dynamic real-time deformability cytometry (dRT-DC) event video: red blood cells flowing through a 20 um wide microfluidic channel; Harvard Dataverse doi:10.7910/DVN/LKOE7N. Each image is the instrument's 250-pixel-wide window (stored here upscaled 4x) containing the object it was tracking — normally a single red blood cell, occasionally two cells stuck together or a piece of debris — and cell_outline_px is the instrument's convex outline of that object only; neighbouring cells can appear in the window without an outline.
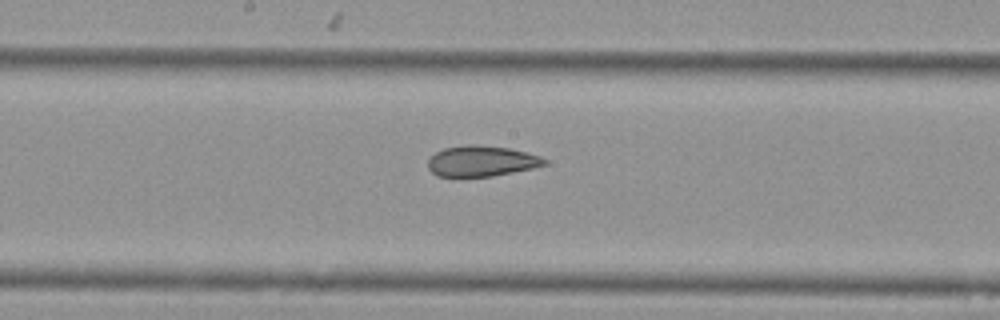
{"species": "Egyptian fruit bat (a non-hibernating species)", "species_latin": "Rousettus aegyptiacus", "temperature_condition": "cold", "stored_images_in_passage": 7, "segment_of_instrument_passage": [1, 2], "camera_frame_rate_fps": 3000, "um_per_image_px": 0.085, "animal": {"sex": "female"}, "frame": {"image": 1, "passage_image": 6, "time_ms": 1.667, "image_size_px": [1000, 320], "cell_outline_px": [[548, 164], [532, 168], [492, 176], [436, 176], [428, 168], [428, 160], [436, 152], [444, 148], [468, 144], [476, 144], [508, 148], [540, 156], [548, 160]], "centroid_in_image_um": [40.92, 13.69], "position_along_channel_um": 207.3, "area_um2": 20.69}}